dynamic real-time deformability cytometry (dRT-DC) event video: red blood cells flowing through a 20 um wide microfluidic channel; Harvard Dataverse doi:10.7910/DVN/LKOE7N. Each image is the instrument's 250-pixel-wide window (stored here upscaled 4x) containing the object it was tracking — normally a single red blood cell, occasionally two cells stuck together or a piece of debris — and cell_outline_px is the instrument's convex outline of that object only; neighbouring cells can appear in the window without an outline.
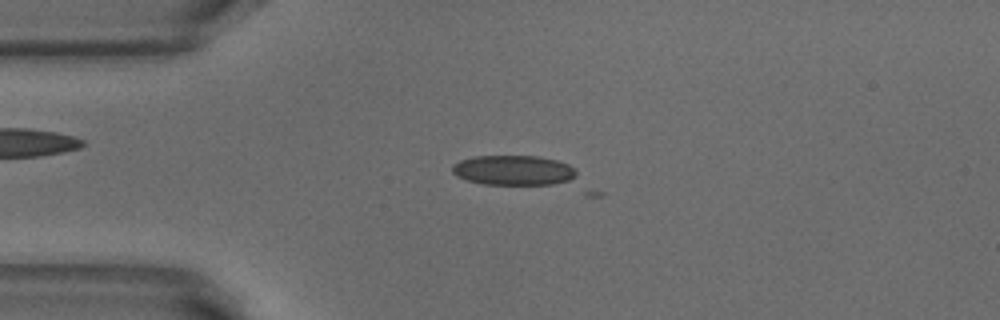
{"species": "common noctule bat (a hibernating species)", "species_latin": "Nyctalus noctula", "temperature_condition": "warm", "stored_images_in_passage": 5, "camera_frame_rate_fps": 3000, "um_per_image_px": 0.085, "animal": {"sex": "male", "body_mass_g": 18.8}, "frame": {"image": 1, "passage_image": 1, "time_ms": 0.0, "image_size_px": [1000, 320], "cell_outline_px": [[576, 176], [568, 180], [552, 184], [480, 184], [456, 176], [452, 172], [452, 164], [460, 160], [472, 156], [536, 156], [556, 160], [568, 164], [576, 168]], "centroid_in_image_um": [43.61, 14.46], "position_along_channel_um": 41.4, "area_um2": 21.62}}